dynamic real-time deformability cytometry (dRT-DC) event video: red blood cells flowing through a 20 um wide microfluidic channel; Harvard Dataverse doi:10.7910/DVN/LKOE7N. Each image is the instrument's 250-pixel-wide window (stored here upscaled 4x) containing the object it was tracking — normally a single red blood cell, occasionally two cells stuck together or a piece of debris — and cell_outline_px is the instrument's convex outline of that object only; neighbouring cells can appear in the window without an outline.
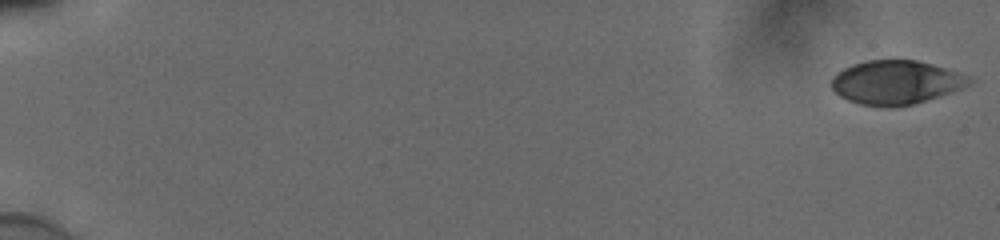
{"species": "human", "species_latin": "Homo sapiens", "temperature_condition": "cold", "stored_images_in_passage": 55, "camera_frame_rate_fps": 3000, "um_per_image_px": 0.085, "donor": {"sex": "male"}, "frame": {"image": 1, "passage_image": 1, "time_ms": 0.0, "image_size_px": [1000, 240], "cell_outline_px": [[976, 80], [972, 84], [964, 88], [940, 96], [912, 104], [860, 104], [848, 100], [840, 96], [832, 88], [832, 76], [836, 72], [852, 64], [868, 60], [916, 60], [932, 64], [960, 72], [972, 76]], "centroid_in_image_um": [76.23, 6.96], "position_along_channel_um": 8.8, "area_um2": 34.85}}
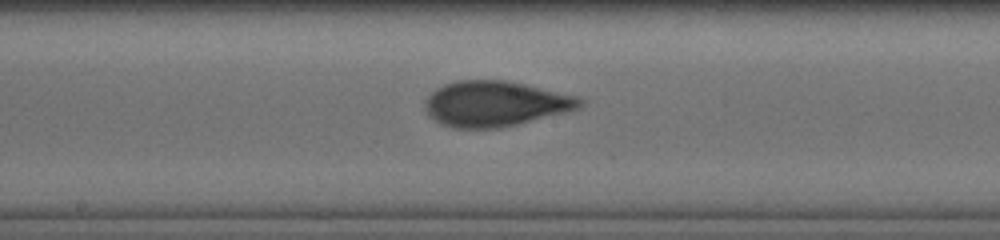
{"frame": {"image": 2, "passage_image": 32, "time_ms": 10.333, "image_size_px": [1000, 240], "cell_outline_px": [[584, 104], [576, 108], [564, 112], [500, 128], [456, 128], [440, 124], [424, 108], [424, 100], [436, 88], [444, 84], [456, 80], [504, 80], [524, 84], [576, 96], [584, 100]], "centroid_in_image_um": [42.04, 8.81], "position_along_channel_um": 206.2, "area_um2": 40.52}}
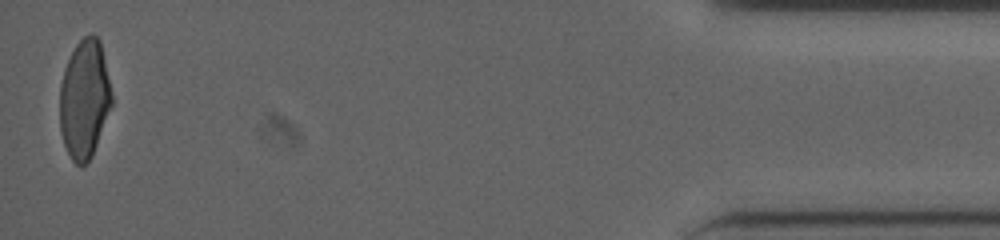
{"frame": {"image": 3, "passage_image": 55, "time_ms": 18.0, "image_size_px": [1000, 240], "cell_outline_px": [[112, 104], [92, 156], [80, 168], [72, 160], [64, 144], [60, 132], [60, 84], [64, 68], [76, 44], [84, 36], [92, 32], [100, 40], [112, 92]], "centroid_in_image_um": [7.17, 8.41], "position_along_channel_um": 428.0, "area_um2": 35.95}, "authors_computed_cell_mechanics": {"area_um2": 38.3214, "velocity_mm_per_s": 3.8714, "shape_relaxation_time_tau1_ms": 5.2143, "shape_relaxation_time_tau2_ms": 1.4352, "deformation_change_tau1": 0.1659, "deformation_change_tau2": 0.0704}}